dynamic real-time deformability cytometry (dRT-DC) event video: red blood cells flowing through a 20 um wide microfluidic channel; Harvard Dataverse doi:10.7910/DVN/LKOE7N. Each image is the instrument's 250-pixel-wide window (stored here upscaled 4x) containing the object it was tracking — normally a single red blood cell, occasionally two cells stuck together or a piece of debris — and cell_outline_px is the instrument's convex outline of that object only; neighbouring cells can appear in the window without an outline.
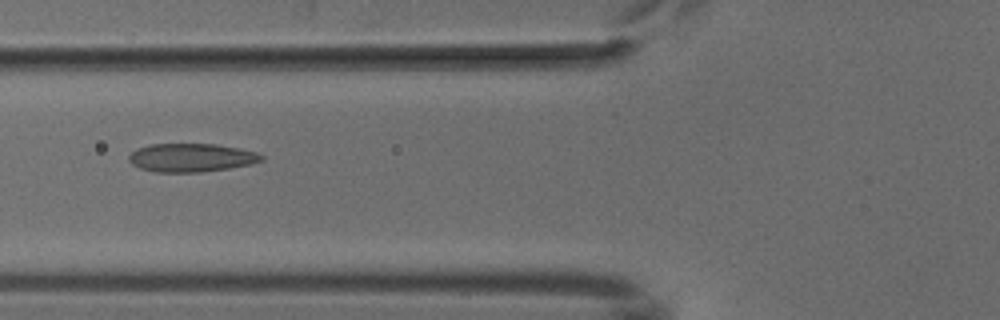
{"species": "common noctule bat (a hibernating species)", "species_latin": "Nyctalus noctula", "temperature_condition": "cold", "stored_images_in_passage": 3, "camera_frame_rate_fps": 3000, "um_per_image_px": 0.085, "animal": {"sex": "male", "body_mass_g": 18.8}, "frame": {"image": 1, "passage_image": 3, "time_ms": 2.333, "image_size_px": [1000, 320], "cell_outline_px": [[264, 160], [248, 164], [228, 168], [200, 172], [156, 172], [140, 168], [132, 164], [128, 160], [128, 156], [136, 148], [152, 144], [216, 144], [240, 148], [256, 152], [264, 156]], "centroid_in_image_um": [16.24, 13.39], "position_along_channel_um": 109.6, "area_um2": 21.91}}